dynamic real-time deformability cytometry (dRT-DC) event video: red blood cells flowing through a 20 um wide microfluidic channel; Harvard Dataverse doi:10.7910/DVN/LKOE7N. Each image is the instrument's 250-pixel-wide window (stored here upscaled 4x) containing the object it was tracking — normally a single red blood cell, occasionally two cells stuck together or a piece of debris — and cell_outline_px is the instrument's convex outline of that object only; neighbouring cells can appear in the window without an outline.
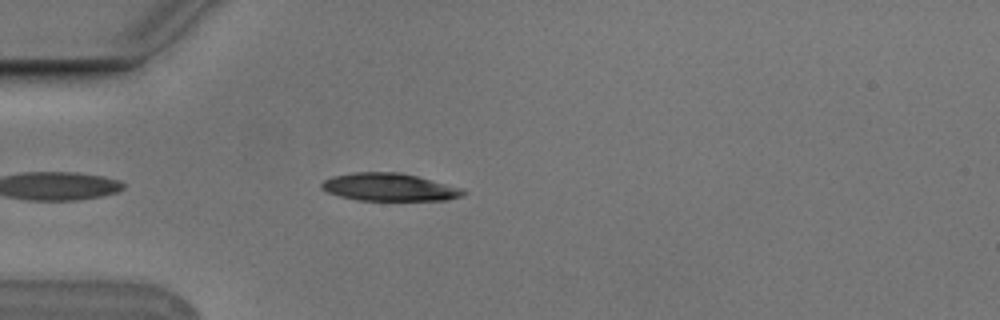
{"species": "Egyptian fruit bat (a non-hibernating species)", "species_latin": "Rousettus aegyptiacus", "temperature_condition": "cold", "stored_images_in_passage": 43, "camera_frame_rate_fps": 3000, "um_per_image_px": 0.085, "animal": {"sex": "male"}, "frame": {"image": 1, "passage_image": 4, "time_ms": 1.0, "image_size_px": [1000, 320], "cell_outline_px": [[468, 192], [464, 196], [448, 200], [356, 200], [340, 196], [328, 192], [320, 188], [320, 184], [324, 180], [332, 176], [352, 172], [400, 172], [416, 176], [460, 188]], "centroid_in_image_um": [33.06, 15.91], "position_along_channel_um": 51.9, "area_um2": 22.83}}
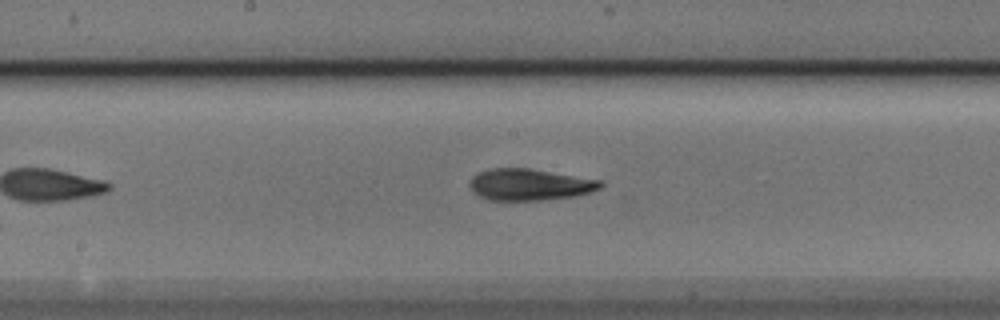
{"frame": {"image": 2, "passage_image": 17, "time_ms": 5.333, "image_size_px": [1000, 320], "cell_outline_px": [[604, 184], [600, 188], [592, 192], [576, 196], [540, 200], [492, 200], [480, 196], [472, 192], [468, 184], [472, 176], [480, 172], [492, 168], [528, 168], [604, 180]], "centroid_in_image_um": [45.05, 15.69], "position_along_channel_um": 203.1, "area_um2": 24.22}}
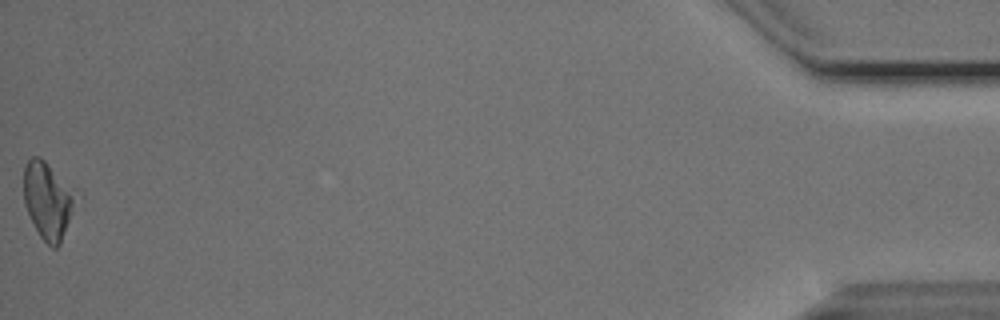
{"frame": {"image": 3, "passage_image": 43, "time_ms": 14.0, "image_size_px": [1000, 320], "cell_outline_px": [[76, 188], [72, 212], [60, 244], [56, 248], [52, 248], [40, 236], [24, 204], [24, 164], [32, 156], [40, 156]], "centroid_in_image_um": [4.06, 16.97], "position_along_channel_um": 431.1, "area_um2": 23.24}, "authors_computed_cell_mechanics": {"area_um2": 23.8136, "velocity_mm_per_s": 3.7637, "shape_relaxation_time_tau1_ms": 5.72, "shape_relaxation_time_tau2_ms": 3.4204, "deformation_change_tau1": 0.1599, "deformation_change_tau2": 0.09}}